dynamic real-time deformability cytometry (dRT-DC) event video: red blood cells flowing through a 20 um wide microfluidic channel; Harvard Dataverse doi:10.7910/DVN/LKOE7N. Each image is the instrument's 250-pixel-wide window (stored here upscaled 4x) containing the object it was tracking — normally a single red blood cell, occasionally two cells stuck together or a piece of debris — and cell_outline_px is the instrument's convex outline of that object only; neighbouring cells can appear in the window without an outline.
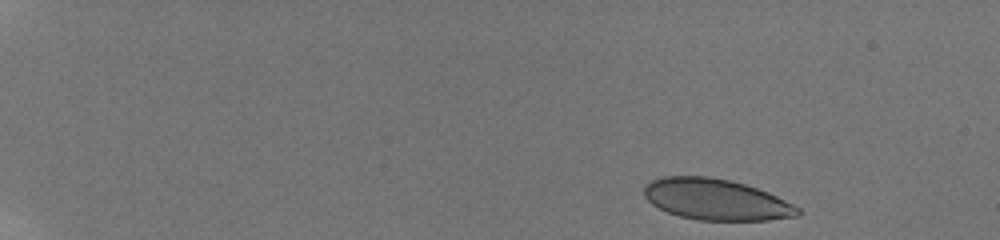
{"species": "human", "species_latin": "Homo sapiens", "temperature_condition": "room temperature", "stored_images_in_passage": 10, "camera_frame_rate_fps": 3000, "um_per_image_px": 0.085, "donor": {"sex": "male"}, "frame": {"image": 1, "passage_image": 1, "time_ms": 0.0, "image_size_px": [1000, 240], "cell_outline_px": [[800, 216], [768, 220], [700, 220], [680, 216], [668, 212], [652, 204], [644, 196], [644, 184], [652, 180], [664, 176], [708, 176], [732, 180], [768, 192], [800, 208]], "centroid_in_image_um": [60.86, 16.95], "position_along_channel_um": 24.1, "area_um2": 36.76}}
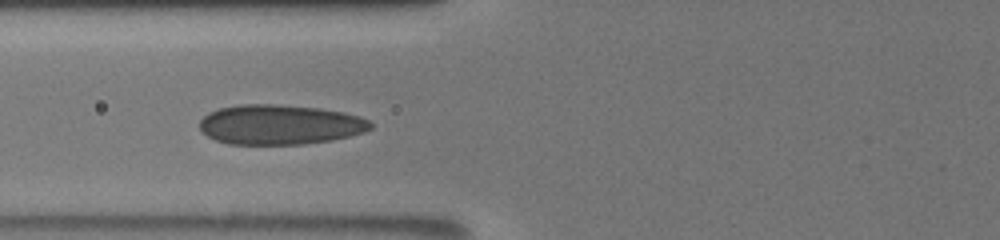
{"frame": {"image": 2, "passage_image": 8, "time_ms": 6.0, "image_size_px": [1000, 240], "cell_outline_px": [[372, 128], [364, 132], [332, 140], [304, 144], [228, 144], [216, 140], [200, 132], [200, 120], [208, 112], [220, 108], [240, 104], [276, 104], [320, 108], [344, 112], [360, 116], [368, 120], [372, 124]], "centroid_in_image_um": [23.78, 10.59], "position_along_channel_um": 102.0, "area_um2": 39.88}}
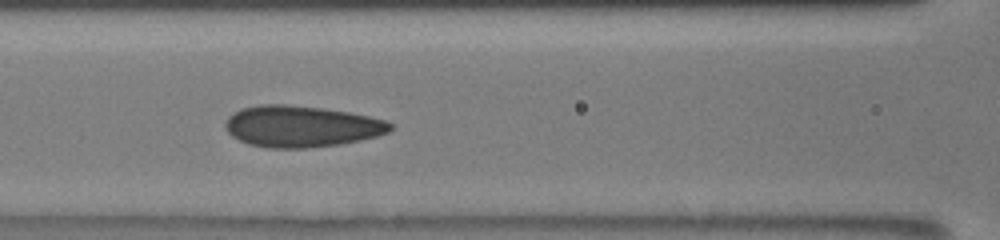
{"frame": {"image": 3, "passage_image": 9, "time_ms": 7.0, "image_size_px": [1000, 240], "cell_outline_px": [[392, 128], [388, 132], [376, 136], [360, 140], [340, 144], [308, 148], [268, 148], [248, 144], [232, 136], [228, 132], [224, 124], [228, 116], [240, 108], [260, 104], [284, 104], [320, 108], [348, 112], [368, 116], [384, 120], [392, 124]], "centroid_in_image_um": [25.57, 10.74], "position_along_channel_um": 141.0, "area_um2": 39.71}}